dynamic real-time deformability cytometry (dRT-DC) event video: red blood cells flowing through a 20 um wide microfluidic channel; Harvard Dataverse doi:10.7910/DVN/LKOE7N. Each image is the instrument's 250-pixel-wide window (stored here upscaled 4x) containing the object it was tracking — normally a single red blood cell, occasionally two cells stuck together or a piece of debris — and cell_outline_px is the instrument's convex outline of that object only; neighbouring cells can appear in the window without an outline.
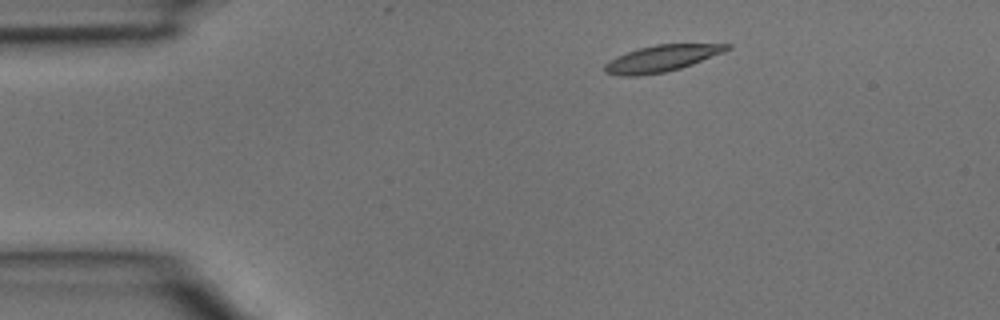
{"species": "common noctule bat (a hibernating species)", "species_latin": "Nyctalus noctula", "temperature_condition": "room temperature", "stored_images_in_passage": 4, "segment_of_instrument_passage": [1, 2], "camera_frame_rate_fps": 3000, "um_per_image_px": 0.085, "animal": {"sex": "male", "body_mass_g": 15.6}, "frame": {"image": 1, "passage_image": 2, "time_ms": 0.333, "image_size_px": [1000, 320], "cell_outline_px": [[732, 48], [724, 52], [692, 64], [680, 68], [664, 72], [636, 76], [616, 76], [604, 72], [604, 64], [608, 60], [616, 56], [640, 48], [656, 44], [732, 44]], "centroid_in_image_um": [56.21, 4.97], "position_along_channel_um": 28.8, "area_um2": 18.84}}